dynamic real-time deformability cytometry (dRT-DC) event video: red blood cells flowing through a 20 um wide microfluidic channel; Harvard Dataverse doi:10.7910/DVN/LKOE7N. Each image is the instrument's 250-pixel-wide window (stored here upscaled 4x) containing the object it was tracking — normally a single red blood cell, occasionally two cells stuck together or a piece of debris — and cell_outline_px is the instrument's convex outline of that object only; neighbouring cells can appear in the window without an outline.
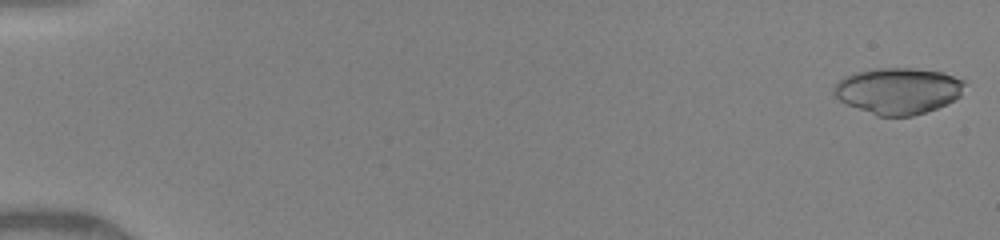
{"species": "human", "species_latin": "Homo sapiens", "temperature_condition": "warm", "stored_images_in_passage": 29, "camera_frame_rate_fps": 3000, "um_per_image_px": 0.085, "donor": {"sex": "female"}, "frame": {"image": 1, "passage_image": 1, "time_ms": 0.0, "image_size_px": [1000, 240], "cell_outline_px": [[968, 80], [960, 96], [936, 108], [912, 116], [876, 116], [848, 104], [840, 100], [832, 92], [832, 88], [844, 76], [856, 72], [872, 68], [912, 68], [944, 72]], "centroid_in_image_um": [76.36, 7.7], "position_along_channel_um": 8.6, "area_um2": 35.43}}
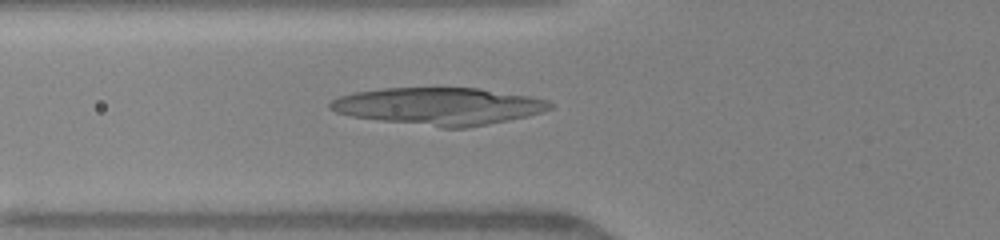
{"frame": {"image": 2, "passage_image": 24, "time_ms": 6.0, "image_size_px": [1000, 240], "cell_outline_px": [[552, 108], [544, 112], [528, 116], [508, 120], [464, 128], [440, 128], [380, 120], [352, 116], [336, 112], [328, 108], [328, 104], [332, 100], [340, 96], [356, 92], [384, 88], [480, 88], [528, 96], [548, 100], [552, 104]], "centroid_in_image_um": [37.31, 9.03], "position_along_channel_um": 88.5, "area_um2": 47.63}}
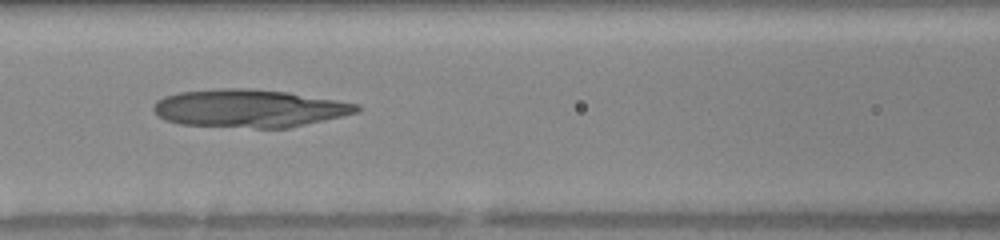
{"frame": {"image": 3, "passage_image": 27, "time_ms": 7.333, "image_size_px": [1000, 240], "cell_outline_px": [[360, 108], [356, 112], [324, 120], [288, 128], [256, 128], [180, 124], [164, 120], [156, 116], [152, 108], [152, 104], [156, 100], [164, 96], [180, 92], [220, 88], [252, 88], [288, 92], [360, 104]], "centroid_in_image_um": [21.11, 9.2], "position_along_channel_um": 145.5, "area_um2": 44.97}}